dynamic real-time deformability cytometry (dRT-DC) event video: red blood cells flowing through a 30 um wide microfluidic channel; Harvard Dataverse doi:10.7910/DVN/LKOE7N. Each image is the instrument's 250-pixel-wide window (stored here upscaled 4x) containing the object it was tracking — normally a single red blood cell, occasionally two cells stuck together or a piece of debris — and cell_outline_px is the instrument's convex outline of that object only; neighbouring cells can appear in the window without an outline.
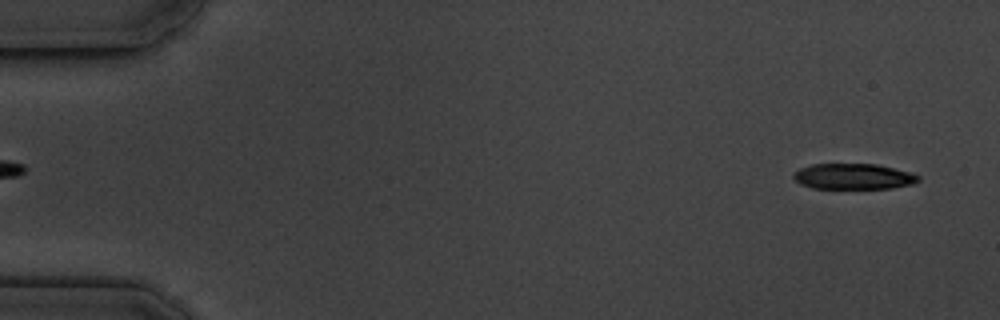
{"species": "common noctule bat (a hibernating species)", "species_latin": "Nyctalus noctula", "temperature_condition": "cold", "stored_images_in_passage": 5, "camera_frame_rate_fps": 3000, "um_per_image_px": 0.085, "animal": {"sex": "male", "body_mass_g": 19.5, "forearm_length_mm": 54.6}, "frame": {"image": 1, "passage_image": 5, "time_ms": 5.667, "image_size_px": [1000, 320], "cell_outline_px": [[920, 180], [912, 184], [892, 188], [812, 188], [800, 184], [792, 176], [800, 168], [812, 164], [876, 164], [912, 172], [920, 176]], "centroid_in_image_um": [72.57, 14.99], "position_along_channel_um": 12.4, "area_um2": 18.67}}